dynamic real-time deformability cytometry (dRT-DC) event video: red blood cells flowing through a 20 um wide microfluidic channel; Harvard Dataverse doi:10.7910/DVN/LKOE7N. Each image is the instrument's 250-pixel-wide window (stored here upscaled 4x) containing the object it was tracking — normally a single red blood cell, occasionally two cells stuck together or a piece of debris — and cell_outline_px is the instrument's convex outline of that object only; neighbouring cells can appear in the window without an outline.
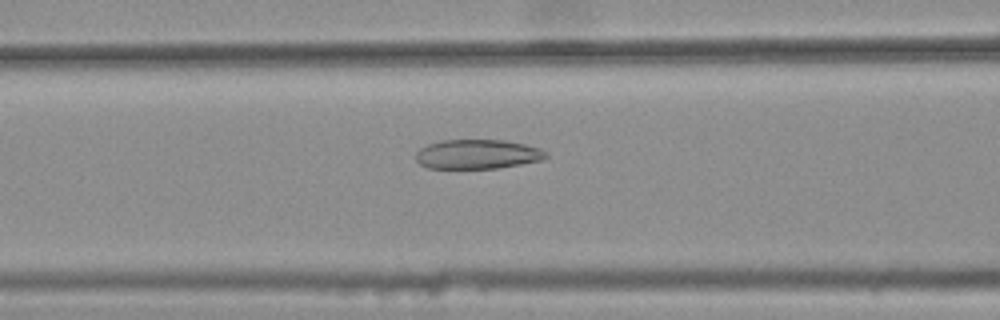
{"species": "common noctule bat (a hibernating species)", "species_latin": "Nyctalus noctula", "temperature_condition": "warm", "stored_images_in_passage": 38, "camera_frame_rate_fps": 3000, "um_per_image_px": 0.085, "animal": {"sex": "female", "body_mass_g": 25.1}, "frame": {"image": 1, "passage_image": 12, "time_ms": 3.667, "image_size_px": [1000, 320], "cell_outline_px": [[548, 156], [540, 160], [500, 168], [428, 168], [420, 164], [416, 160], [416, 152], [420, 148], [428, 144], [440, 140], [504, 140], [524, 144], [540, 148], [548, 152]], "centroid_in_image_um": [40.58, 13.1], "position_along_channel_um": 126.0, "area_um2": 22.31}}
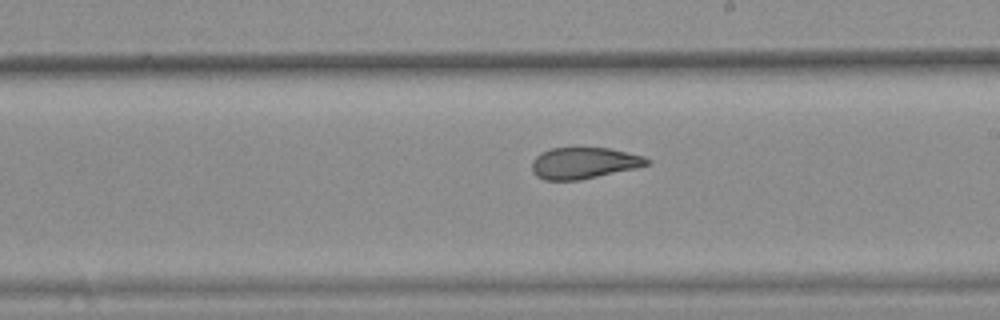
{"frame": {"image": 2, "passage_image": 21, "time_ms": 6.667, "image_size_px": [1000, 320], "cell_outline_px": [[652, 160], [648, 164], [636, 168], [580, 180], [544, 180], [536, 176], [532, 172], [532, 160], [540, 152], [552, 148], [608, 148], [644, 156]], "centroid_in_image_um": [49.61, 13.86], "position_along_channel_um": 239.4, "area_um2": 21.04}}
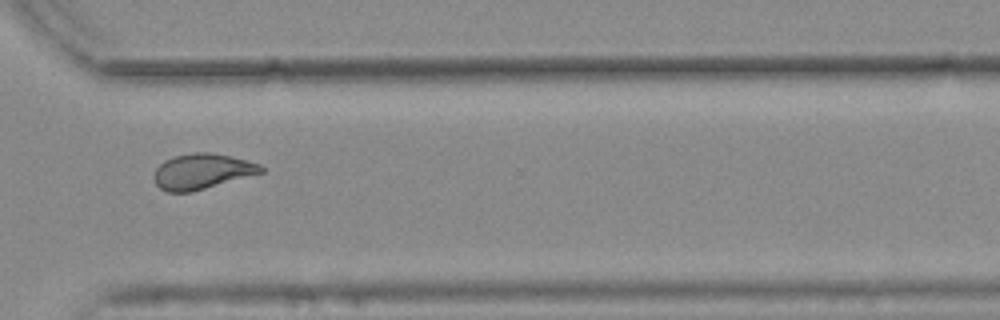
{"frame": {"image": 3, "passage_image": 30, "time_ms": 9.667, "image_size_px": [1000, 320], "cell_outline_px": [[264, 172], [192, 192], [168, 192], [160, 188], [156, 184], [152, 176], [156, 168], [164, 160], [176, 156], [192, 152], [212, 152], [260, 164], [264, 168]], "centroid_in_image_um": [17.14, 14.57], "position_along_channel_um": 353.5, "area_um2": 22.02}, "authors_computed_cell_mechanics": {"area_um2": 22.253, "velocity_mm_per_s": 3.7894, "shape_relaxation_time_tau1_ms": null, "shape_relaxation_time_tau2_ms": 1.916, "deformation_change_tau1": null, "deformation_change_tau2": 0.0936}}